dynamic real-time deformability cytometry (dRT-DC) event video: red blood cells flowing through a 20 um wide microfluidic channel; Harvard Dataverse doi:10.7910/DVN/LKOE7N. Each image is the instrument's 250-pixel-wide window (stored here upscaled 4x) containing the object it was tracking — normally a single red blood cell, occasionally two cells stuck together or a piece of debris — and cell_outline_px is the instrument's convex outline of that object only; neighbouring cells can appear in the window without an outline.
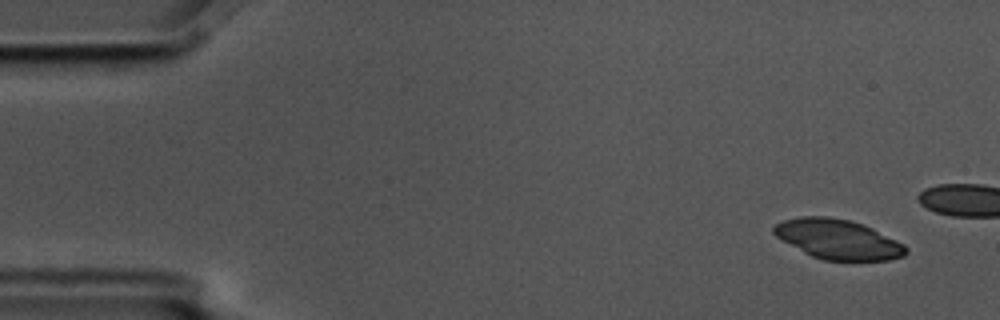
{"species": "common noctule bat (a hibernating species)", "species_latin": "Nyctalus noctula", "temperature_condition": "cold", "stored_images_in_passage": 5, "camera_frame_rate_fps": 3000, "um_per_image_px": 0.085, "animal": {"sex": "male", "body_mass_g": 17.5, "forearm_length_mm": 52.3}, "frame": {"image": 1, "passage_image": 1, "time_ms": 0.0, "image_size_px": [1000, 320], "cell_outline_px": [[908, 252], [904, 256], [888, 260], [824, 260], [812, 256], [804, 252], [776, 236], [772, 232], [772, 228], [776, 224], [784, 220], [800, 216], [828, 216], [852, 220], [872, 228], [904, 244], [908, 248]], "centroid_in_image_um": [71.24, 20.33], "position_along_channel_um": 13.8, "area_um2": 30.46}}